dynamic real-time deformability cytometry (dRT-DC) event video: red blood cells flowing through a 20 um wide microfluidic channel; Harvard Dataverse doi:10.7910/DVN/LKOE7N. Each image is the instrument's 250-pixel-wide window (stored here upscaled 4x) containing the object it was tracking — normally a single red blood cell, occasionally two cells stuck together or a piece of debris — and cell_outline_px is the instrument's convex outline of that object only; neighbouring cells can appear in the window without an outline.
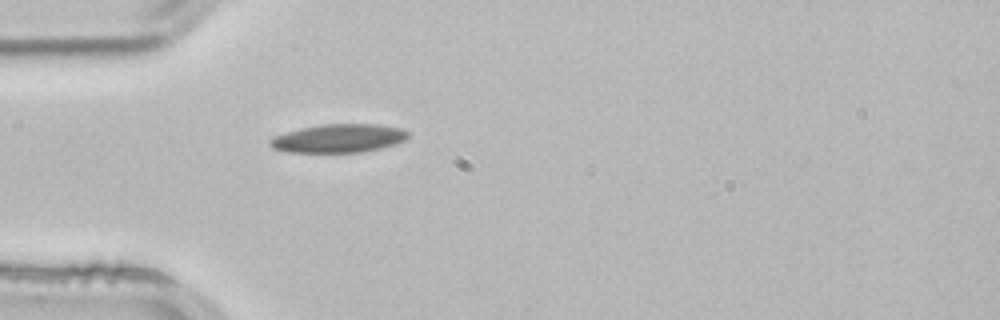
{"species": "common noctule bat (a hibernating species)", "species_latin": "Nyctalus noctula", "temperature_condition": "room temperature", "stored_images_in_passage": 1, "camera_frame_rate_fps": 3000, "um_per_image_px": 0.085, "animal": {"sex": "male", "body_mass_g": 21.5, "forearm_length_mm": 52.0}, "frame": {"image": 1, "passage_image": 1, "time_ms": 0.0, "image_size_px": [1000, 320], "cell_outline_px": [[408, 136], [404, 140], [396, 144], [380, 148], [360, 152], [288, 152], [272, 148], [268, 144], [268, 140], [272, 136], [300, 128], [320, 124], [376, 124], [400, 128], [408, 132]], "centroid_in_image_um": [28.73, 11.75], "position_along_channel_um": 56.3, "area_um2": 22.95}}